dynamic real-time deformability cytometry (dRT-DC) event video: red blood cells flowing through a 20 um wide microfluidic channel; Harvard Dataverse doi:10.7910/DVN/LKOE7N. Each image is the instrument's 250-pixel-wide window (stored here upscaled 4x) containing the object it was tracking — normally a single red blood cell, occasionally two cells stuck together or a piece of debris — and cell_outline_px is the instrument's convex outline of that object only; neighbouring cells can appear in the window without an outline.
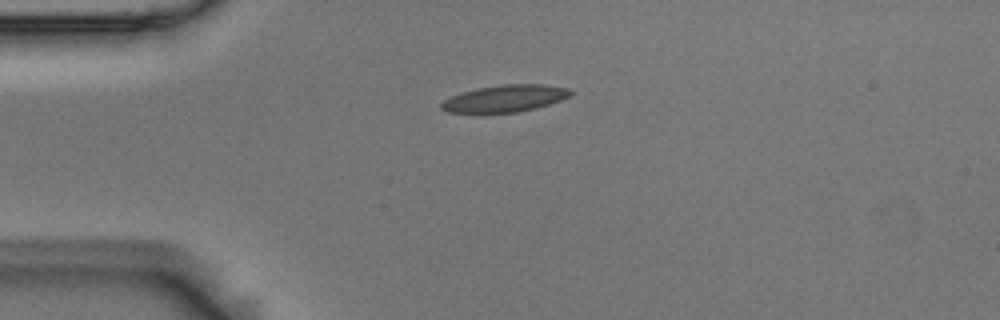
{"species": "Egyptian fruit bat (a non-hibernating species)", "species_latin": "Rousettus aegyptiacus", "temperature_condition": "room temperature", "stored_images_in_passage": 2, "camera_frame_rate_fps": 3000, "um_per_image_px": 0.085, "animal": {"sex": "male"}, "frame": {"image": 1, "passage_image": 1, "time_ms": 0.0, "image_size_px": [1000, 320], "cell_outline_px": [[572, 96], [536, 108], [516, 112], [480, 116], [448, 112], [440, 108], [440, 104], [444, 100], [452, 96], [476, 88], [504, 84], [540, 84], [568, 88], [572, 92]], "centroid_in_image_um": [42.85, 8.42], "position_along_channel_um": 42.2, "area_um2": 20.98}}